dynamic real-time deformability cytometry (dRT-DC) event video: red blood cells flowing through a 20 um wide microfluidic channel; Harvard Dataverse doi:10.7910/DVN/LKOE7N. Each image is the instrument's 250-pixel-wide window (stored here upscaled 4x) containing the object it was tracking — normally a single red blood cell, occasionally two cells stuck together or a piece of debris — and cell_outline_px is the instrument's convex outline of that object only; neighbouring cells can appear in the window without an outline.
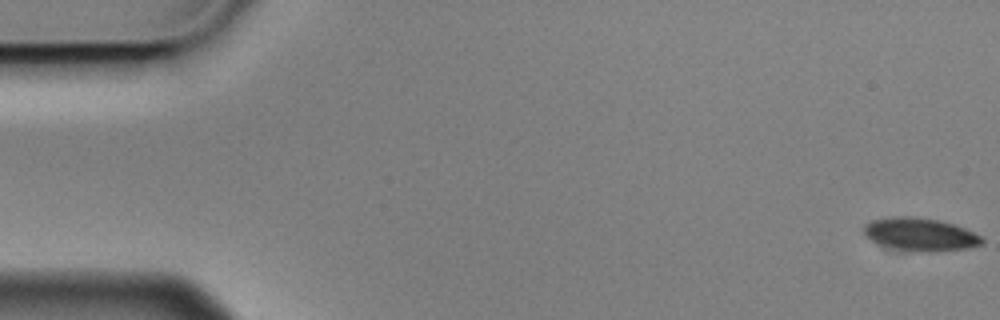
{"species": "Egyptian fruit bat (a non-hibernating species)", "species_latin": "Rousettus aegyptiacus", "temperature_condition": "cold", "stored_images_in_passage": 5, "camera_frame_rate_fps": 3000, "um_per_image_px": 0.085, "animal": {"sex": "male"}, "frame": {"image": 1, "passage_image": 5, "time_ms": 1.333, "image_size_px": [1000, 320], "cell_outline_px": [[984, 244], [968, 248], [928, 252], [892, 248], [880, 244], [872, 240], [864, 232], [864, 224], [872, 220], [892, 216], [912, 216], [940, 220], [964, 228], [980, 236], [984, 240]], "centroid_in_image_um": [78.23, 19.91], "position_along_channel_um": 6.8, "area_um2": 22.48}}